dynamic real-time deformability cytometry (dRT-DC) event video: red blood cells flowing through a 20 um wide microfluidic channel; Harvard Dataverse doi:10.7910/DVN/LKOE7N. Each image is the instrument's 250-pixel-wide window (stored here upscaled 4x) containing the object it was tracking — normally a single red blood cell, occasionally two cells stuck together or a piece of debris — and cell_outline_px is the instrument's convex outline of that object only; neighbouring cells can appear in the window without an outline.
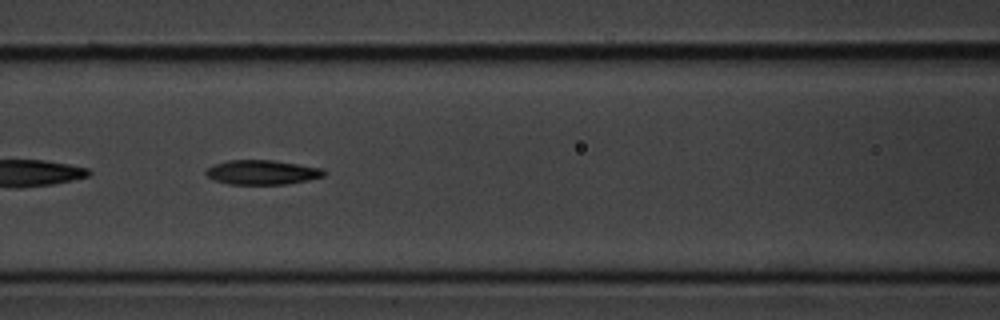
{"species": "common noctule bat (a hibernating species)", "species_latin": "Nyctalus noctula", "temperature_condition": "cold", "stored_images_in_passage": 55, "segment_of_instrument_passage": [2, 2], "camera_frame_rate_fps": 3000, "um_per_image_px": 0.085, "animal": {"sex": "male", "body_mass_g": 20.1, "forearm_length_mm": 53.5}, "frame": {"image": 1, "passage_image": 23, "time_ms": 7.333, "image_size_px": [1000, 320], "cell_outline_px": [[328, 172], [324, 176], [308, 180], [284, 184], [228, 184], [216, 180], [208, 176], [204, 172], [208, 168], [216, 164], [228, 160], [272, 160], [324, 168]], "centroid_in_image_um": [22.33, 14.64], "position_along_channel_um": 144.3, "area_um2": 16.76}}
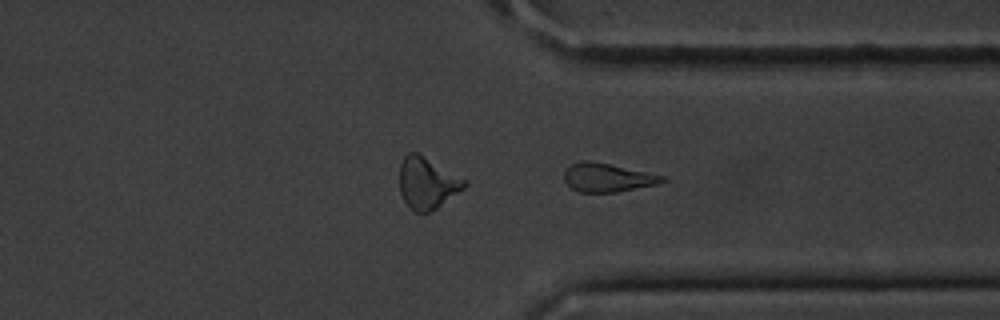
{"frame": {"image": 2, "passage_image": 41, "time_ms": 13.333, "image_size_px": [1000, 320], "cell_outline_px": [[668, 180], [656, 184], [616, 192], [576, 192], [564, 180], [564, 168], [568, 164], [580, 160], [588, 160], [668, 176]], "centroid_in_image_um": [51.6, 15.08], "position_along_channel_um": 359.8, "area_um2": 16.53}}
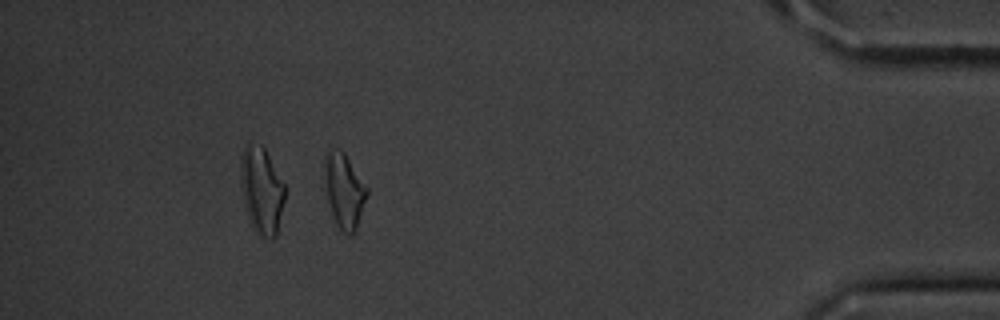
{"frame": {"image": 3, "passage_image": 49, "time_ms": 16.0, "image_size_px": [1000, 320], "cell_outline_px": [[368, 196], [356, 232], [352, 236], [344, 232], [336, 224], [332, 216], [328, 200], [324, 172], [324, 156], [328, 152], [344, 152], [368, 188]], "centroid_in_image_um": [29.29, 16.28], "position_along_channel_um": 405.9, "area_um2": 18.26}}